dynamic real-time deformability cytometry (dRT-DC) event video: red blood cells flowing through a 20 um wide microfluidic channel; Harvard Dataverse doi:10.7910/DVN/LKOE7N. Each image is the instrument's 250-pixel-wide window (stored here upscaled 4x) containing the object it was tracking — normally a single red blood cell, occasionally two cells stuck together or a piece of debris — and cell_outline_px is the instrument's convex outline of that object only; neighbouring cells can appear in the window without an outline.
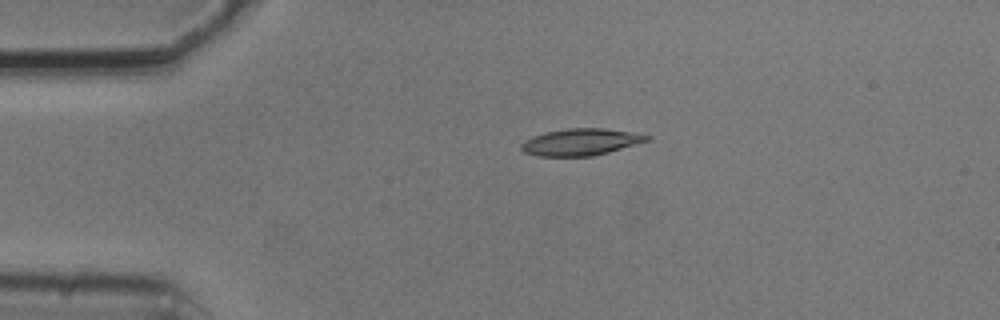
{"species": "common noctule bat (a hibernating species)", "species_latin": "Nyctalus noctula", "temperature_condition": "cold", "stored_images_in_passage": 4, "camera_frame_rate_fps": 3000, "um_per_image_px": 0.085, "animal": {"sex": "male", "body_mass_g": 20.5, "forearm_length_mm": 52.5}, "frame": {"image": 1, "passage_image": 2, "time_ms": 0.333, "image_size_px": [1000, 320], "cell_outline_px": [[652, 136], [648, 140], [608, 152], [592, 156], [540, 156], [524, 152], [520, 148], [520, 144], [524, 140], [532, 136], [544, 132], [568, 128], [604, 128]], "centroid_in_image_um": [49.29, 12.07], "position_along_channel_um": 35.7, "area_um2": 19.42}}
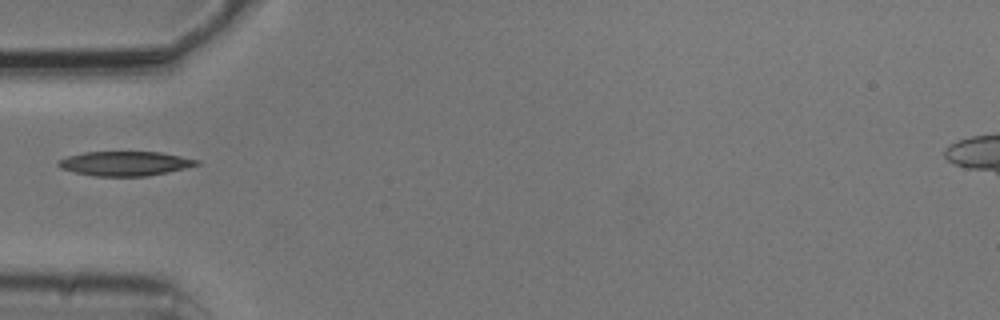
{"frame": {"image": 2, "passage_image": 3, "time_ms": 0.667, "image_size_px": [1000, 320], "cell_outline_px": [[200, 164], [168, 172], [148, 176], [92, 176], [60, 168], [56, 164], [56, 160], [68, 156], [84, 152], [160, 152], [200, 160]], "centroid_in_image_um": [10.6, 13.9], "position_along_channel_um": 74.4, "area_um2": 19.71}}
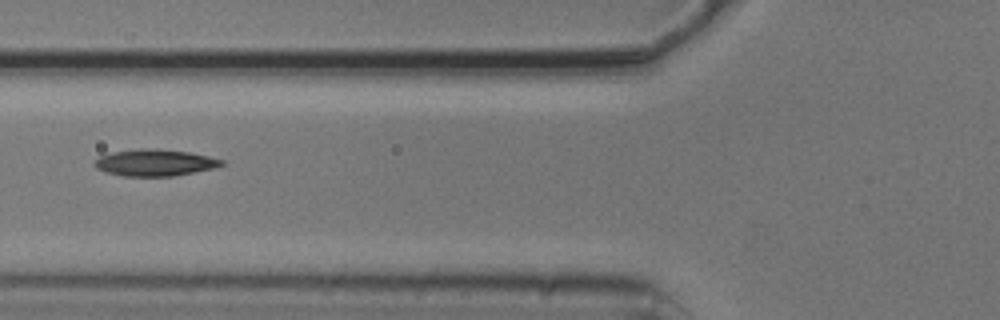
{"frame": {"image": 3, "passage_image": 4, "time_ms": 1.0, "image_size_px": [1000, 320], "cell_outline_px": [[228, 164], [216, 168], [172, 176], [124, 176], [108, 172], [96, 168], [92, 164], [100, 156], [112, 152], [144, 148], [148, 148], [188, 152], [208, 156], [224, 160]], "centroid_in_image_um": [13.21, 13.83], "position_along_channel_um": 112.6, "area_um2": 19.65}}